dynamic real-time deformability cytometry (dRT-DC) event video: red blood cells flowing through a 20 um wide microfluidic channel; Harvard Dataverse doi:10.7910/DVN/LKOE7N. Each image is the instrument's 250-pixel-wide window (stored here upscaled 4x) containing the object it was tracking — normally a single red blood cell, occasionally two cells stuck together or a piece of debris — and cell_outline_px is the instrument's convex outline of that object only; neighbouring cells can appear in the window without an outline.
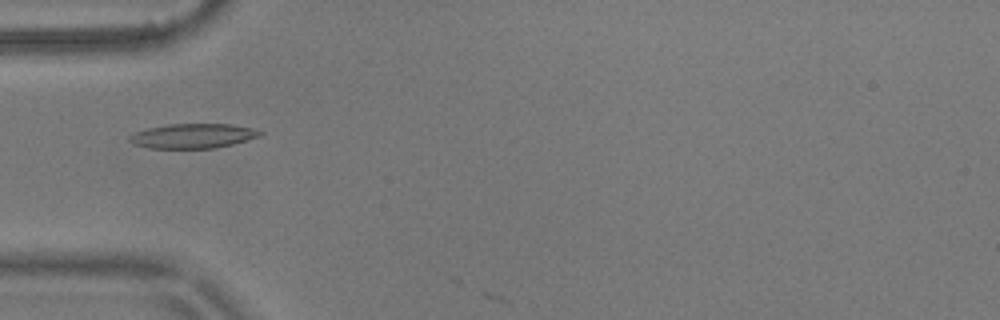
{"species": "common noctule bat (a hibernating species)", "species_latin": "Nyctalus noctula", "temperature_condition": "warm", "stored_images_in_passage": 5, "camera_frame_rate_fps": 3000, "um_per_image_px": 0.085, "animal": {"sex": "male", "body_mass_g": 17.9}, "frame": {"image": 1, "passage_image": 4, "time_ms": 1.0, "image_size_px": [1000, 320], "cell_outline_px": [[264, 132], [260, 136], [232, 144], [216, 148], [148, 148], [132, 144], [128, 140], [128, 136], [136, 132], [148, 128], [168, 124], [232, 124], [252, 128]], "centroid_in_image_um": [16.37, 11.55], "position_along_channel_um": 68.6, "area_um2": 18.73}}